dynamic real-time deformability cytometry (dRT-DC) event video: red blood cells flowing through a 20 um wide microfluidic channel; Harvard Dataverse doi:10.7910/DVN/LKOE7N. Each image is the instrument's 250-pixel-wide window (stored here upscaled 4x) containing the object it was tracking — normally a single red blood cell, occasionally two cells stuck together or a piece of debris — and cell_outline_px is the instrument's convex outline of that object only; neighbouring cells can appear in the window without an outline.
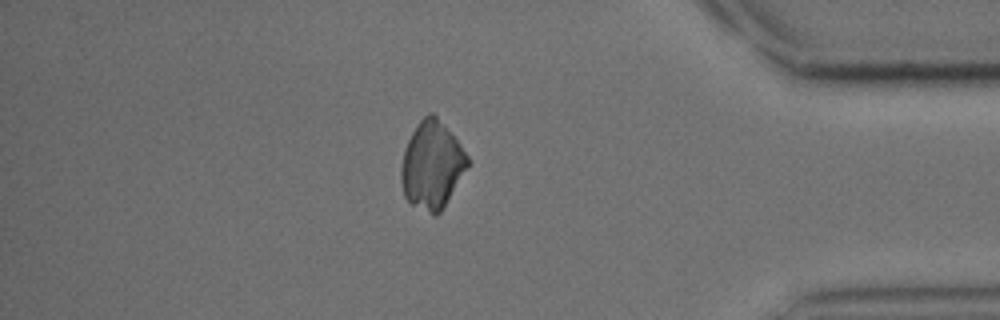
{"species": "common noctule bat (a hibernating species)", "species_latin": "Nyctalus noctula", "temperature_condition": "cold", "stored_images_in_passage": 36, "camera_frame_rate_fps": 3000, "um_per_image_px": 0.085, "animal": {"sex": "male", "body_mass_g": 15.6}, "frame": {"image": 1, "passage_image": 31, "time_ms": 10.0, "image_size_px": [1000, 320], "cell_outline_px": [[468, 164], [440, 212], [436, 216], [432, 216], [412, 204], [404, 196], [400, 180], [400, 168], [404, 152], [408, 140], [416, 124], [428, 112], [432, 112], [436, 116], [460, 144], [468, 156]], "centroid_in_image_um": [36.67, 14.04], "position_along_channel_um": 398.5, "area_um2": 33.35}}